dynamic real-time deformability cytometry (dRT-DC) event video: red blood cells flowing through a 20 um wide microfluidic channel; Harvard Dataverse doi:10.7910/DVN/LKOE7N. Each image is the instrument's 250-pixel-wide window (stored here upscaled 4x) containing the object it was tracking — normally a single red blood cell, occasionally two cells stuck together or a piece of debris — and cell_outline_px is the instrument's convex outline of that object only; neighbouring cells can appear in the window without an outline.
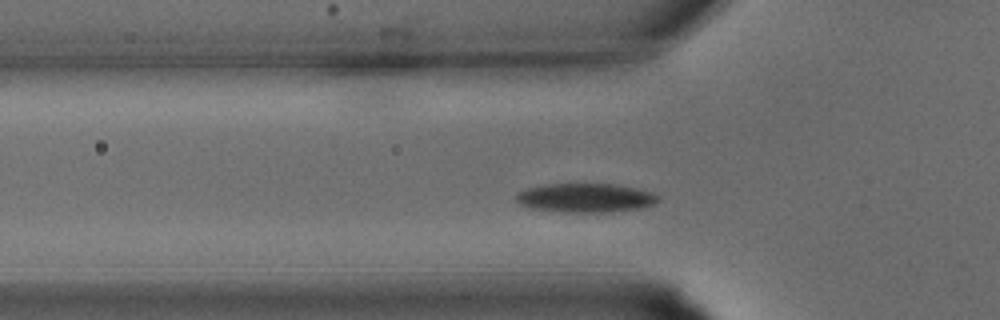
{"species": "common noctule bat (a hibernating species)", "species_latin": "Nyctalus noctula", "temperature_condition": "warm", "stored_images_in_passage": 23, "camera_frame_rate_fps": 3000, "um_per_image_px": 0.085, "animal": {"sex": "male", "body_mass_g": 15.6}, "frame": {"image": 1, "passage_image": 5, "time_ms": 1.333, "image_size_px": [1000, 320], "cell_outline_px": [[660, 200], [656, 204], [640, 208], [604, 212], [564, 212], [532, 208], [520, 204], [516, 200], [516, 192], [528, 188], [544, 184], [616, 184], [636, 188], [652, 192], [660, 196]], "centroid_in_image_um": [49.79, 16.81], "position_along_channel_um": 76.0, "area_um2": 24.04}}
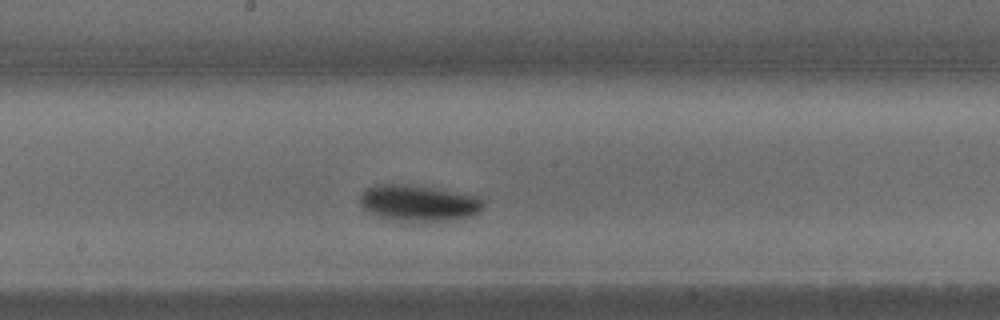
{"frame": {"image": 2, "passage_image": 12, "time_ms": 3.667, "image_size_px": [1000, 320], "cell_outline_px": [[484, 208], [480, 212], [472, 216], [456, 220], [428, 224], [400, 224], [376, 216], [368, 212], [360, 204], [360, 192], [376, 184], [408, 184], [436, 188], [476, 196], [484, 204]], "centroid_in_image_um": [35.55, 17.33], "position_along_channel_um": 212.6, "area_um2": 27.46}}
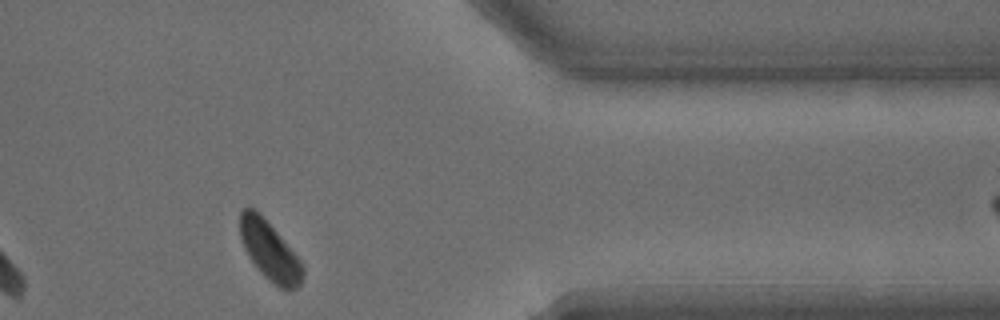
{"frame": {"image": 3, "passage_image": 22, "time_ms": 7.0, "image_size_px": [1000, 320], "cell_outline_px": [[304, 276], [300, 284], [296, 288], [288, 292], [280, 288], [268, 280], [256, 268], [248, 256], [244, 248], [240, 236], [240, 212], [244, 208], [252, 208], [276, 232], [300, 260], [304, 268]], "centroid_in_image_um": [22.93, 21.41], "position_along_channel_um": 388.5, "area_um2": 21.15}}